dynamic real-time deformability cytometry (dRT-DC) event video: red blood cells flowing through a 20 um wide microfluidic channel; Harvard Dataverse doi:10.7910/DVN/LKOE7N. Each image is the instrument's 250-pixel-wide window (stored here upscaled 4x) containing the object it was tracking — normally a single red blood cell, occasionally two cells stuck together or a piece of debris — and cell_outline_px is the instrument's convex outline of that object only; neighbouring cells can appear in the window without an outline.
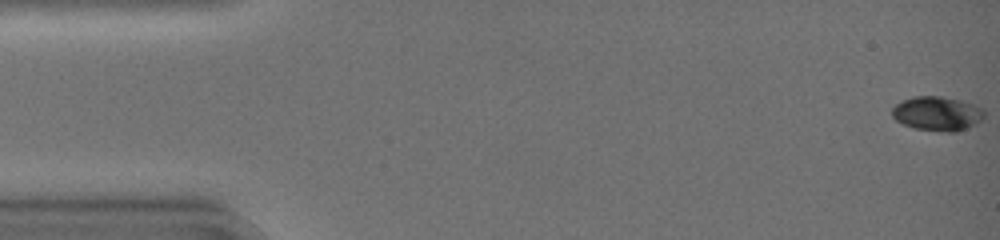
{"species": "common noctule bat (a hibernating species)", "species_latin": "Nyctalus noctula", "temperature_condition": "warm", "stored_images_in_passage": 47, "camera_frame_rate_fps": 3000, "um_per_image_px": 0.085, "animal": {"sex": "female", "body_mass_g": 19.0, "forearm_length_mm": 51.5}, "frame": {"image": 1, "passage_image": 1, "time_ms": 0.0, "image_size_px": [1000, 240], "cell_outline_px": [[984, 116], [976, 124], [956, 132], [948, 132], [916, 128], [904, 124], [896, 120], [892, 116], [892, 108], [900, 100], [912, 96], [940, 96], [960, 100], [976, 104], [984, 112]], "centroid_in_image_um": [79.65, 9.64], "position_along_channel_um": 5.3, "area_um2": 18.38}}
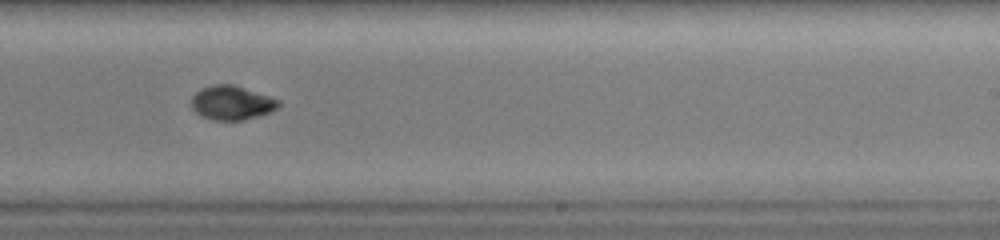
{"frame": {"image": 2, "passage_image": 30, "time_ms": 9.667, "image_size_px": [1000, 240], "cell_outline_px": [[280, 104], [276, 108], [268, 112], [244, 120], [212, 120], [196, 112], [192, 108], [192, 96], [200, 88], [212, 84], [232, 84], [280, 100]], "centroid_in_image_um": [19.66, 8.72], "position_along_channel_um": 269.3, "area_um2": 17.05}}
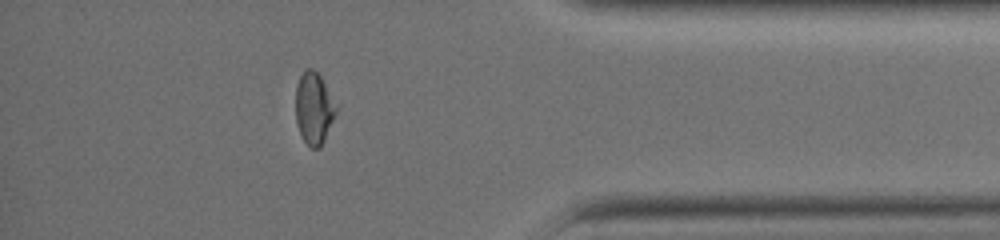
{"frame": {"image": 3, "passage_image": 41, "time_ms": 13.333, "image_size_px": [1000, 240], "cell_outline_px": [[336, 112], [324, 140], [320, 148], [312, 148], [304, 140], [296, 124], [296, 84], [300, 76], [308, 68], [312, 68], [320, 76], [336, 108]], "centroid_in_image_um": [26.64, 9.22], "position_along_channel_um": 408.6, "area_um2": 16.36}, "authors_computed_cell_mechanics": {"area_um2": 17.5712, "velocity_mm_per_s": 4.2144, "shape_relaxation_time_tau1_ms": 5.8995, "shape_relaxation_time_tau2_ms": 2.2019, "deformation_change_tau1": 0.2237, "deformation_change_tau2": 0.029}}